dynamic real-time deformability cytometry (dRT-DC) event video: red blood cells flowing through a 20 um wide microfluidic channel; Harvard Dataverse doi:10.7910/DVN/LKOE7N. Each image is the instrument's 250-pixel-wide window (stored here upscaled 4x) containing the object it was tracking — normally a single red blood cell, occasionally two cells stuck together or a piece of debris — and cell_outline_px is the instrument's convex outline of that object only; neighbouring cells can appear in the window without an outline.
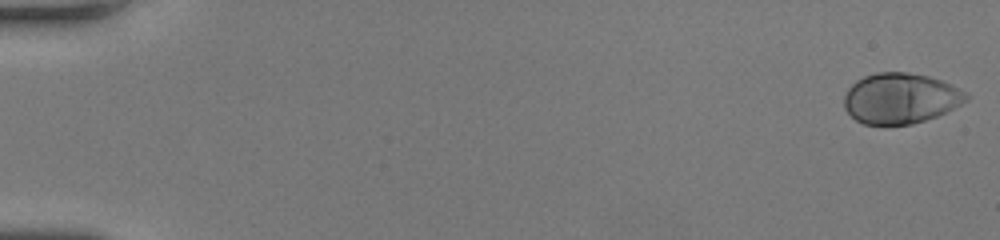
{"species": "human", "species_latin": "Homo sapiens", "temperature_condition": "room temperature", "stored_images_in_passage": 51, "camera_frame_rate_fps": 3000, "um_per_image_px": 0.085, "donor": {"sex": "female"}, "frame": {"image": 1, "passage_image": 1, "time_ms": 0.0, "image_size_px": [1000, 240], "cell_outline_px": [[968, 100], [936, 116], [912, 124], [864, 124], [856, 120], [844, 108], [844, 96], [848, 88], [856, 80], [864, 76], [876, 72], [908, 72], [928, 76], [940, 80], [968, 92]], "centroid_in_image_um": [76.52, 8.34], "position_along_channel_um": 8.5, "area_um2": 35.78}}
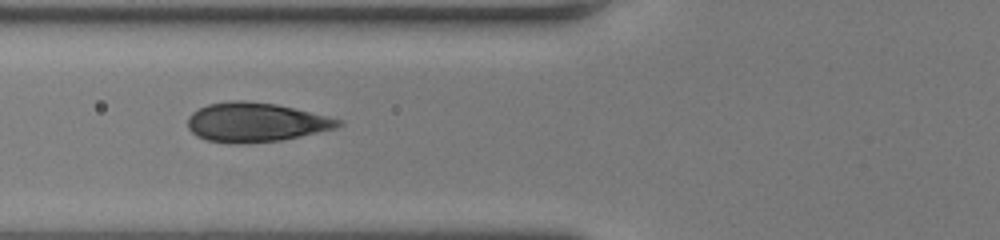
{"frame": {"image": 2, "passage_image": 21, "time_ms": 6.667, "image_size_px": [1000, 240], "cell_outline_px": [[344, 124], [336, 128], [300, 136], [280, 140], [236, 144], [208, 140], [196, 136], [188, 128], [188, 116], [192, 112], [208, 104], [232, 100], [244, 100], [276, 104], [340, 120]], "centroid_in_image_um": [21.68, 10.39], "position_along_channel_um": 104.1, "area_um2": 33.99}}
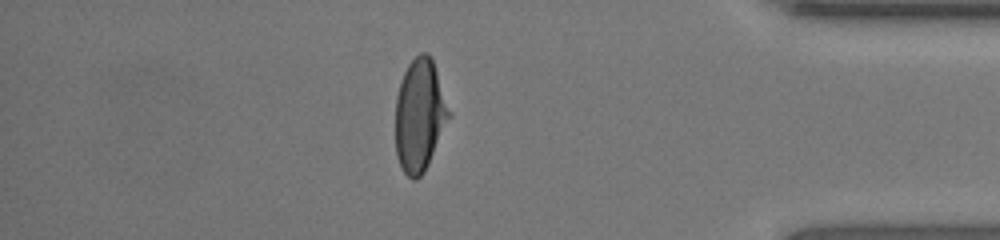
{"frame": {"image": 3, "passage_image": 44, "time_ms": 14.333, "image_size_px": [1000, 240], "cell_outline_px": [[452, 116], [424, 172], [416, 180], [412, 180], [404, 172], [396, 156], [396, 96], [404, 72], [408, 64], [420, 52], [428, 52], [432, 60], [452, 112]], "centroid_in_image_um": [35.7, 9.81], "position_along_channel_um": 399.5, "area_um2": 35.26}}